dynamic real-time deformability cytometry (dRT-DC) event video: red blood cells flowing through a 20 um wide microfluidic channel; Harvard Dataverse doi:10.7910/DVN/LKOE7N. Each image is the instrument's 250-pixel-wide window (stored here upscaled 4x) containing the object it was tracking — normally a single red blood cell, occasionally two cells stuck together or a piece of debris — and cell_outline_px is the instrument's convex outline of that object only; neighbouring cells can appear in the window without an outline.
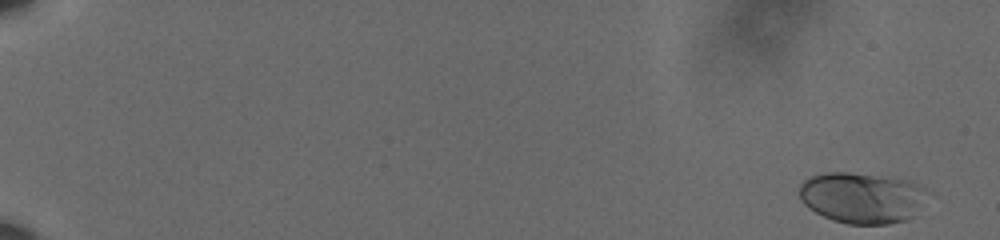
{"species": "human", "species_latin": "Homo sapiens", "temperature_condition": "cold", "stored_images_in_passage": 59, "camera_frame_rate_fps": 3000, "um_per_image_px": 0.085, "donor": {"sex": "male"}, "frame": {"image": 1, "passage_image": 1, "time_ms": 0.0, "image_size_px": [1000, 240], "cell_outline_px": [[924, 188], [908, 216], [904, 220], [888, 224], [848, 224], [832, 220], [808, 208], [800, 200], [800, 184], [804, 180], [812, 176], [828, 172], [848, 172], [912, 180]], "centroid_in_image_um": [73.1, 16.78], "position_along_channel_um": 11.9, "area_um2": 36.76}}
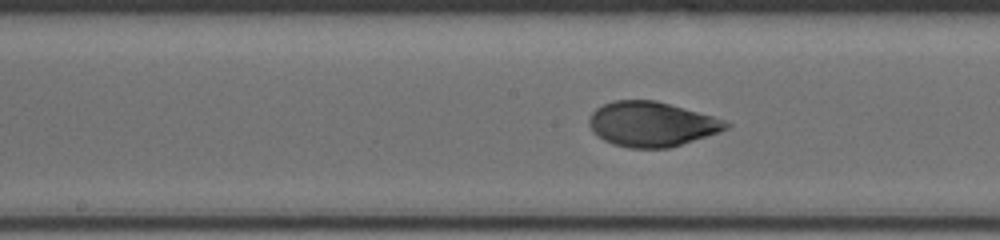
{"frame": {"image": 2, "passage_image": 33, "time_ms": 10.667, "image_size_px": [1000, 240], "cell_outline_px": [[732, 124], [728, 128], [720, 132], [668, 148], [628, 148], [612, 144], [604, 140], [592, 132], [588, 124], [588, 120], [592, 112], [596, 108], [612, 100], [656, 100], [712, 116], [724, 120]], "centroid_in_image_um": [55.36, 10.55], "position_along_channel_um": 192.8, "area_um2": 35.78}}
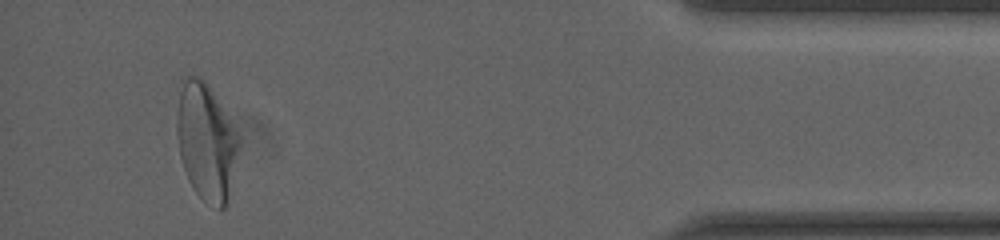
{"frame": {"image": 3, "passage_image": 56, "time_ms": 18.333, "image_size_px": [1000, 240], "cell_outline_px": [[240, 144], [228, 204], [224, 208], [220, 208], [204, 200], [192, 188], [188, 180], [180, 156], [176, 132], [176, 116], [180, 76], [200, 76], [208, 84], [240, 136]], "centroid_in_image_um": [17.51, 12.0], "position_along_channel_um": 417.7, "area_um2": 42.83}, "authors_computed_cell_mechanics": {"area_um2": 35.6626, "velocity_mm_per_s": 3.59, "shape_relaxation_time_tau1_ms": 4.4163, "shape_relaxation_time_tau2_ms": null, "deformation_change_tau1": 0.1785, "deformation_change_tau2": null}}